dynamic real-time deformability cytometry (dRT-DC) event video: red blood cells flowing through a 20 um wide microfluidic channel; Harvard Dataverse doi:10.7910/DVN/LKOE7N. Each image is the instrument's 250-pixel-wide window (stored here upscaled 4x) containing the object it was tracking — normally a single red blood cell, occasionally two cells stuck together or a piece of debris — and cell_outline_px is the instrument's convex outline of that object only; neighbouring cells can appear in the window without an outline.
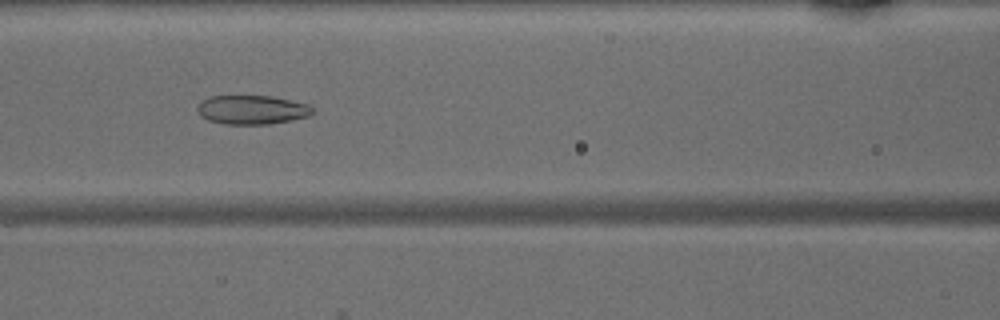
{"species": "common noctule bat (a hibernating species)", "species_latin": "Nyctalus noctula", "temperature_condition": "warm", "stored_images_in_passage": 48, "camera_frame_rate_fps": 3000, "um_per_image_px": 0.085, "animal": {"sex": "male", "body_mass_g": 15.6}, "frame": {"image": 1, "passage_image": 21, "time_ms": 6.667, "image_size_px": [1000, 320], "cell_outline_px": [[316, 112], [308, 116], [292, 120], [268, 124], [224, 124], [208, 120], [200, 116], [196, 112], [196, 108], [200, 100], [212, 96], [272, 96], [308, 104]], "centroid_in_image_um": [21.38, 9.33], "position_along_channel_um": 145.2, "area_um2": 19.65}}
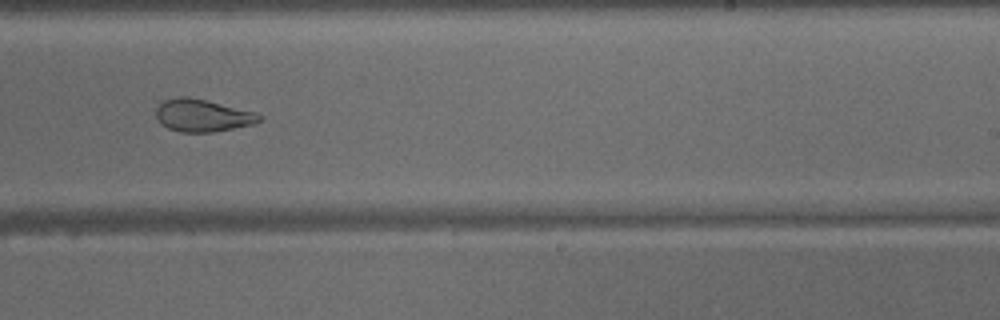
{"frame": {"image": 2, "passage_image": 30, "time_ms": 9.667, "image_size_px": [1000, 320], "cell_outline_px": [[260, 120], [252, 124], [212, 132], [180, 132], [168, 128], [160, 124], [156, 116], [156, 108], [164, 100], [176, 96], [188, 96], [256, 112], [260, 116]], "centroid_in_image_um": [17.15, 9.81], "position_along_channel_um": 271.8, "area_um2": 19.36}}
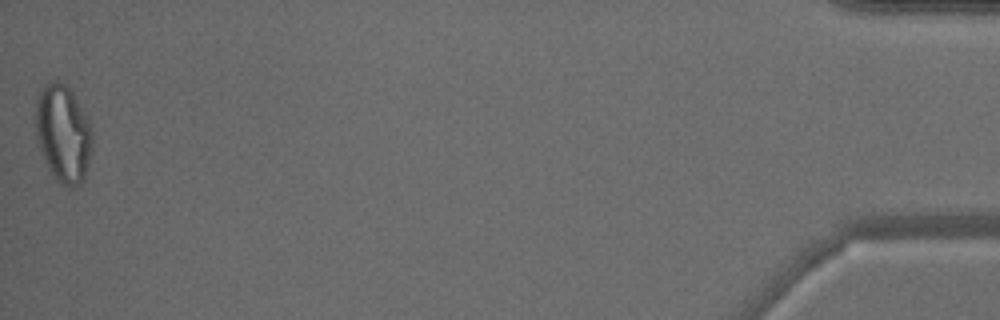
{"frame": {"image": 3, "passage_image": 48, "time_ms": 15.667, "image_size_px": [1000, 320], "cell_outline_px": [[92, 148], [88, 164], [84, 176], [76, 184], [68, 188], [60, 184], [52, 176], [44, 160], [36, 136], [36, 100], [44, 84], [52, 80], [60, 80], [72, 92], [88, 120], [92, 132]], "centroid_in_image_um": [5.35, 11.34], "position_along_channel_um": 429.9, "area_um2": 31.96}}